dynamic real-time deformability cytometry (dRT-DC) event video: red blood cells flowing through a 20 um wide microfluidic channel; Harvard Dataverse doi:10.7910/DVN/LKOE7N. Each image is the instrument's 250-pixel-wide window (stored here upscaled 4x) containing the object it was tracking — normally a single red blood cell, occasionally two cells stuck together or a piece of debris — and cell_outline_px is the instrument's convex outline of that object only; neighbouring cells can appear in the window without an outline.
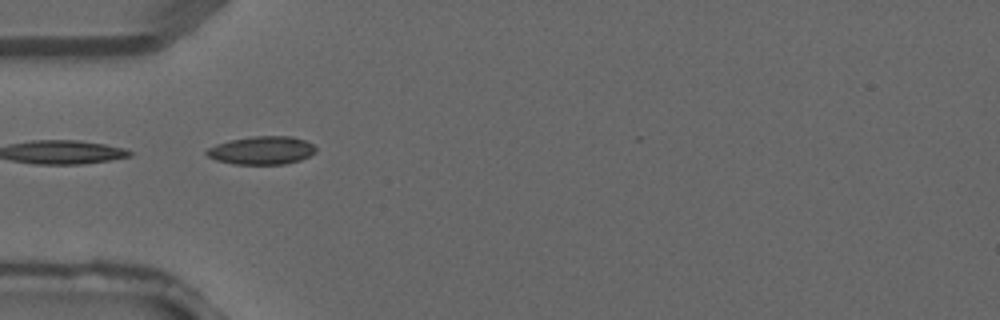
{"species": "common noctule bat (a hibernating species)", "species_latin": "Nyctalus noctula", "temperature_condition": "warm", "stored_images_in_passage": 2, "camera_frame_rate_fps": 3000, "um_per_image_px": 0.085, "animal": {"sex": "male", "forearm_length_mm": 52.5}, "frame": {"image": 1, "passage_image": 2, "time_ms": 0.333, "image_size_px": [1000, 320], "cell_outline_px": [[316, 152], [300, 160], [284, 164], [232, 164], [216, 160], [208, 156], [204, 152], [208, 148], [216, 144], [232, 140], [252, 136], [292, 136], [304, 140], [312, 144], [316, 148]], "centroid_in_image_um": [22.24, 12.78], "position_along_channel_um": 62.8, "area_um2": 17.86}}